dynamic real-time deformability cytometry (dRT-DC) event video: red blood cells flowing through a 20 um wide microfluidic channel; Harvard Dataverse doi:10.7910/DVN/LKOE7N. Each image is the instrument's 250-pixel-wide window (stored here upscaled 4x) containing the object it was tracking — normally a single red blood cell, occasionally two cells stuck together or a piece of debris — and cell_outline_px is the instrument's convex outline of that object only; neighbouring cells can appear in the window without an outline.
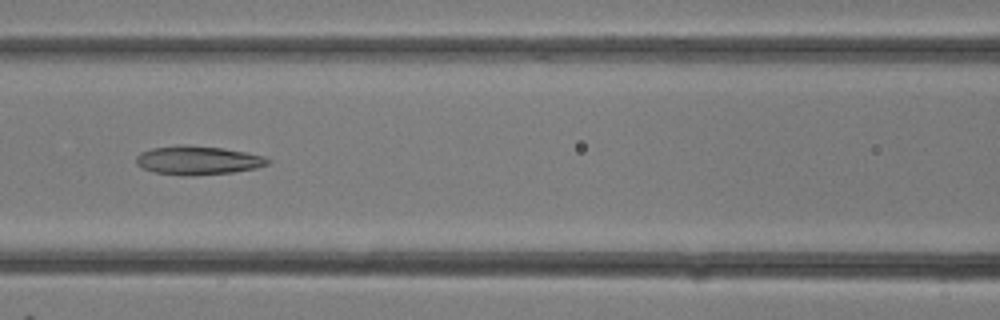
{"species": "common noctule bat (a hibernating species)", "species_latin": "Nyctalus noctula", "temperature_condition": "room temperature", "stored_images_in_passage": 29, "camera_frame_rate_fps": 3000, "um_per_image_px": 0.085, "animal": {"sex": "female"}, "frame": {"image": 1, "passage_image": 14, "time_ms": 4.333, "image_size_px": [1000, 320], "cell_outline_px": [[272, 160], [268, 164], [256, 168], [232, 172], [192, 176], [180, 176], [156, 172], [144, 168], [136, 164], [136, 156], [140, 152], [152, 148], [180, 144], [184, 144], [224, 148], [248, 152], [264, 156]], "centroid_in_image_um": [16.83, 13.62], "position_along_channel_um": 149.8, "area_um2": 22.31}}
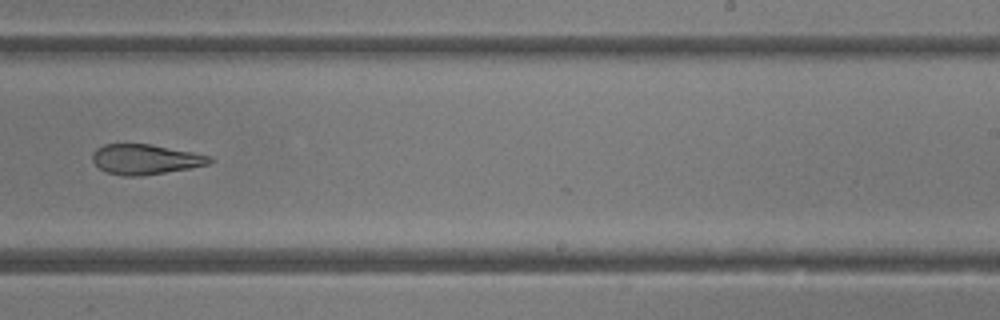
{"frame": {"image": 2, "passage_image": 20, "time_ms": 6.333, "image_size_px": [1000, 320], "cell_outline_px": [[216, 160], [208, 164], [192, 168], [140, 176], [120, 176], [108, 172], [100, 168], [92, 160], [92, 152], [96, 148], [104, 144], [148, 144], [192, 152], [212, 156]], "centroid_in_image_um": [12.37, 13.54], "position_along_channel_um": 276.6, "area_um2": 20.58}}
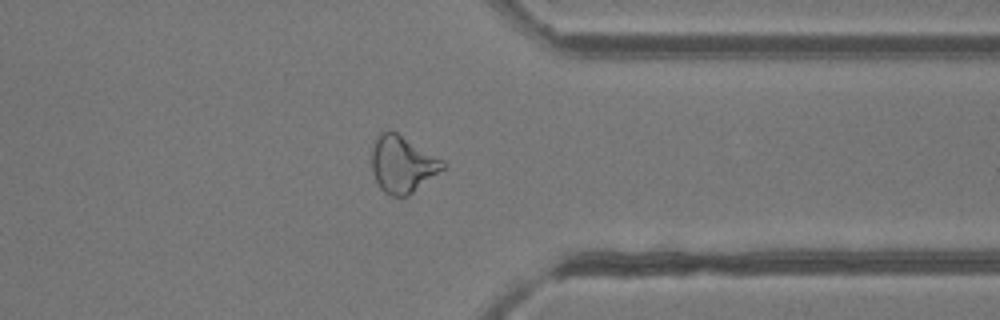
{"frame": {"image": 3, "passage_image": 25, "time_ms": 8.0, "image_size_px": [1000, 320], "cell_outline_px": [[448, 164], [444, 168], [408, 196], [392, 196], [384, 192], [380, 188], [372, 172], [372, 148], [380, 132], [388, 128], [396, 132], [444, 160]], "centroid_in_image_um": [34.2, 13.95], "position_along_channel_um": 377.2, "area_um2": 23.47}}